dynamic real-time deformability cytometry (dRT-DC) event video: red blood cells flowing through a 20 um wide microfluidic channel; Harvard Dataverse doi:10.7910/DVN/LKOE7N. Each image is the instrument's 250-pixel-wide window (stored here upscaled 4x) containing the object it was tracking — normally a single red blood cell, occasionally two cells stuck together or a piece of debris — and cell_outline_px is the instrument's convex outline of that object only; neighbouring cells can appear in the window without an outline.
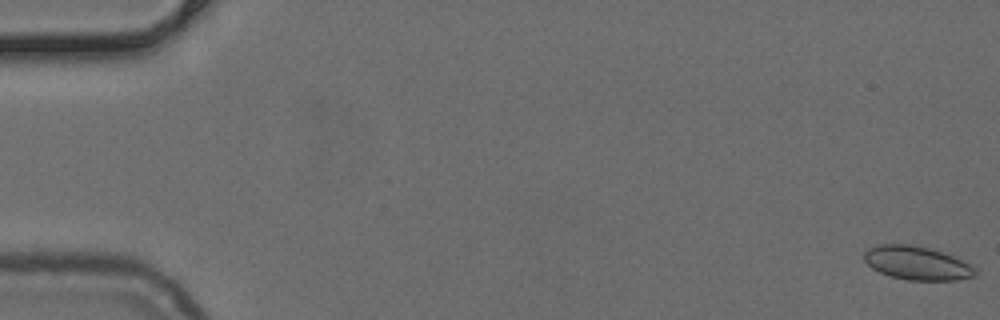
{"species": "common noctule bat (a hibernating species)", "species_latin": "Nyctalus noctula", "temperature_condition": "cold", "stored_images_in_passage": 51, "camera_frame_rate_fps": 3000, "um_per_image_px": 0.085, "animal": {"sex": "female", "body_mass_g": 24.6, "forearm_length_mm": 56.2}, "frame": {"image": 1, "passage_image": 1, "time_ms": 0.0, "image_size_px": [1000, 320], "cell_outline_px": [[976, 276], [956, 280], [908, 280], [892, 276], [880, 272], [872, 268], [864, 260], [864, 252], [868, 248], [880, 244], [912, 244], [932, 248], [960, 256], [976, 268]], "centroid_in_image_um": [78.02, 22.34], "position_along_channel_um": 7.0, "area_um2": 22.25}}
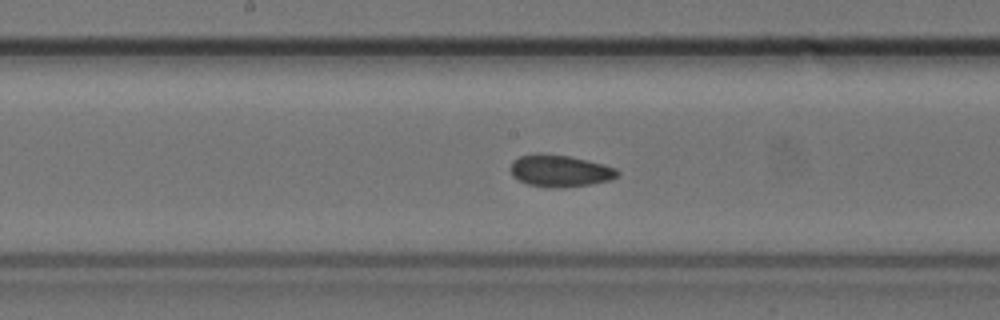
{"frame": {"image": 2, "passage_image": 27, "time_ms": 8.667, "image_size_px": [1000, 320], "cell_outline_px": [[620, 172], [612, 180], [588, 184], [560, 188], [548, 188], [528, 184], [512, 176], [508, 168], [512, 160], [520, 156], [536, 152], [540, 152], [568, 156], [604, 164], [616, 168]], "centroid_in_image_um": [47.54, 14.51], "position_along_channel_um": 200.7, "area_um2": 20.17}}
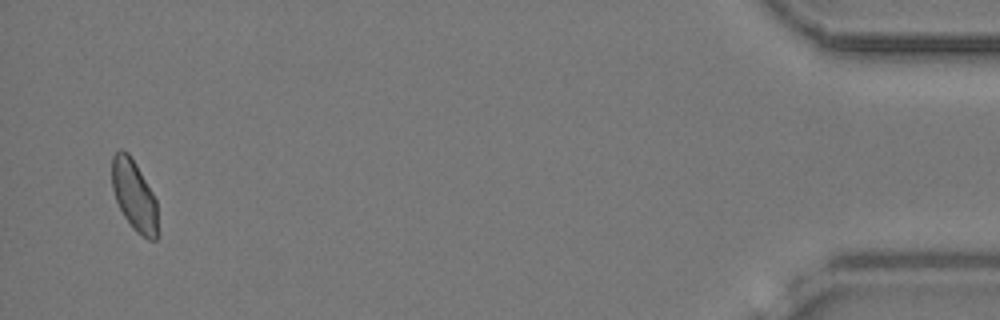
{"frame": {"image": 3, "passage_image": 50, "time_ms": 16.333, "image_size_px": [1000, 320], "cell_outline_px": [[160, 236], [156, 240], [148, 240], [136, 232], [132, 228], [124, 216], [116, 200], [112, 188], [112, 156], [120, 148], [128, 152], [136, 164], [152, 192], [156, 200]], "centroid_in_image_um": [11.44, 16.67], "position_along_channel_um": 423.8, "area_um2": 19.19}}